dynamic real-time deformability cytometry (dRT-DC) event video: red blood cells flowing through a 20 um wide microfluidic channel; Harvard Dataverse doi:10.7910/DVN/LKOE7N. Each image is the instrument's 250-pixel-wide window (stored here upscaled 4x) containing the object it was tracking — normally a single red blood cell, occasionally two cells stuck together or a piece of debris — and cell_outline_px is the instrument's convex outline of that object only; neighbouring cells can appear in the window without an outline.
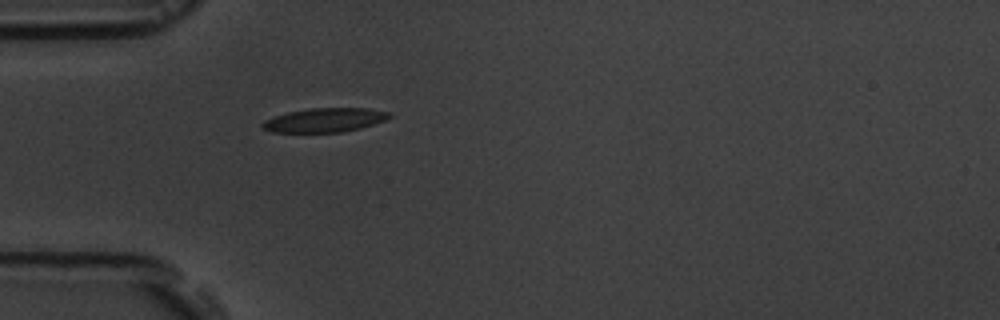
{"species": "common noctule bat (a hibernating species)", "species_latin": "Nyctalus noctula", "temperature_condition": "room temperature", "stored_images_in_passage": 1, "camera_frame_rate_fps": 3000, "um_per_image_px": 0.085, "animal": {"sex": "male", "body_mass_g": 19.5, "forearm_length_mm": 54.6}, "frame": {"image": 1, "passage_image": 1, "time_ms": 0.0, "image_size_px": [1000, 320], "cell_outline_px": [[392, 116], [384, 120], [360, 128], [340, 132], [272, 132], [264, 128], [260, 124], [264, 120], [288, 112], [312, 108], [368, 108], [388, 112]], "centroid_in_image_um": [27.59, 10.2], "position_along_channel_um": 57.4, "area_um2": 17.51}}